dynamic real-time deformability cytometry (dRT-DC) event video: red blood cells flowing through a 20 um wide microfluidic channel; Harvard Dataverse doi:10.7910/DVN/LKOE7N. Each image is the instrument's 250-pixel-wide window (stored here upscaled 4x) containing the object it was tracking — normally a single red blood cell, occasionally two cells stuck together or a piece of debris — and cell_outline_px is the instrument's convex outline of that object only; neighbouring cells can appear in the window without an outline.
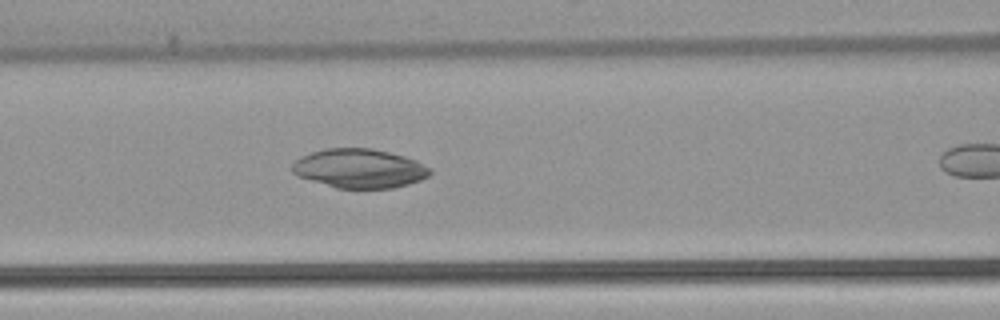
{"species": "common noctule bat (a hibernating species)", "species_latin": "Nyctalus noctula", "temperature_condition": "warm", "stored_images_in_passage": 14, "camera_frame_rate_fps": 3000, "um_per_image_px": 0.085, "animal": {"sex": "female", "body_mass_g": 22.7, "forearm_length_mm": 54.2}, "frame": {"image": 1, "passage_image": 10, "time_ms": 3.0, "image_size_px": [1000, 320], "cell_outline_px": [[432, 172], [428, 176], [420, 180], [408, 184], [392, 188], [336, 188], [296, 176], [292, 172], [292, 164], [300, 156], [324, 148], [372, 148], [404, 156], [416, 160], [432, 168]], "centroid_in_image_um": [30.54, 14.31], "position_along_channel_um": 136.1, "area_um2": 31.56}}